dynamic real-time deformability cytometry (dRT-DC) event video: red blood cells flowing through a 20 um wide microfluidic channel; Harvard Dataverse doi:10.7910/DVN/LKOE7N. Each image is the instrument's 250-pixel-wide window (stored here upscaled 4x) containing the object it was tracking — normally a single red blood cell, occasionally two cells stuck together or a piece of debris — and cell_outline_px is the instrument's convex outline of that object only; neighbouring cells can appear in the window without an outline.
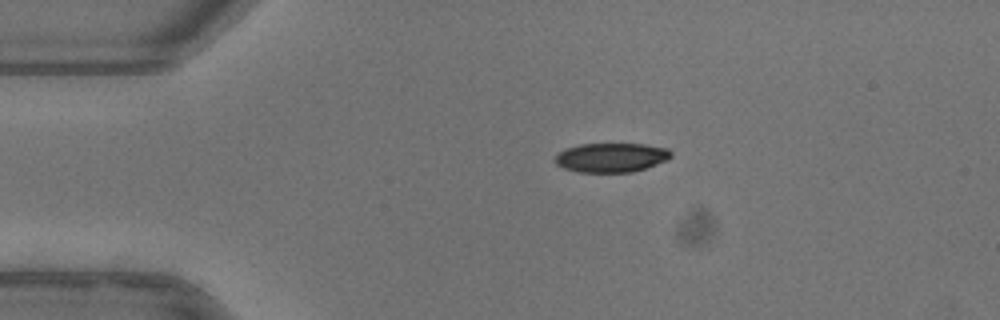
{"species": "common noctule bat (a hibernating species)", "species_latin": "Nyctalus noctula", "temperature_condition": "warm", "stored_images_in_passage": 42, "camera_frame_rate_fps": 3000, "um_per_image_px": 0.085, "animal": {"sex": "female"}, "frame": {"image": 1, "passage_image": 1, "time_ms": 0.0, "image_size_px": [1000, 320], "cell_outline_px": [[672, 156], [668, 160], [632, 172], [576, 172], [564, 168], [556, 164], [552, 160], [564, 148], [580, 144], [644, 144], [668, 148], [672, 152]], "centroid_in_image_um": [51.94, 13.39], "position_along_channel_um": 33.1, "area_um2": 19.88}}
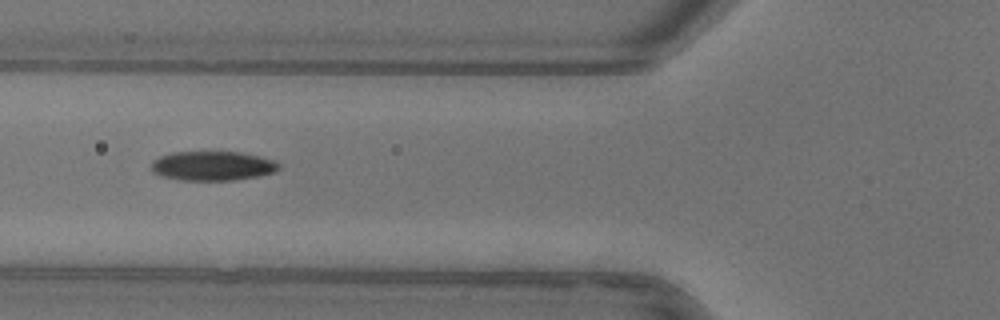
{"frame": {"image": 2, "passage_image": 10, "time_ms": 3.0, "image_size_px": [1000, 320], "cell_outline_px": [[280, 168], [276, 172], [256, 176], [232, 180], [180, 180], [160, 176], [152, 172], [152, 160], [160, 156], [172, 152], [240, 152], [260, 156], [276, 160], [280, 164]], "centroid_in_image_um": [18.08, 14.09], "position_along_channel_um": 107.7, "area_um2": 21.96}}
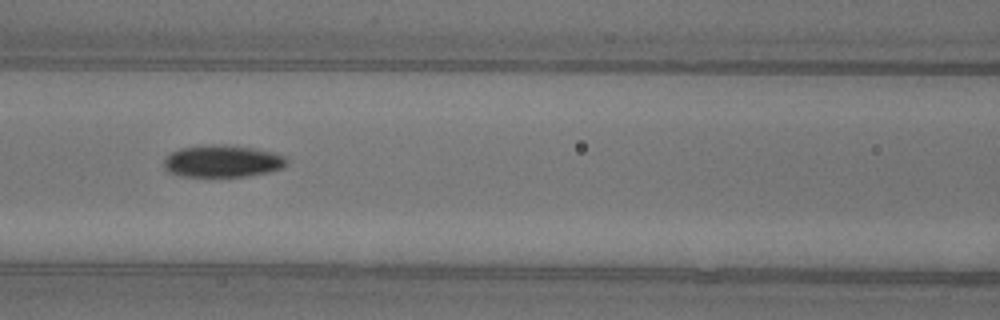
{"frame": {"image": 3, "passage_image": 13, "time_ms": 4.0, "image_size_px": [1000, 320], "cell_outline_px": [[288, 164], [284, 168], [268, 172], [248, 176], [184, 176], [168, 172], [164, 168], [164, 156], [180, 148], [204, 144], [224, 144], [256, 148], [288, 156]], "centroid_in_image_um": [18.94, 13.68], "position_along_channel_um": 147.7, "area_um2": 23.41}, "authors_computed_cell_mechanics": {"area_um2": 22.0218, "velocity_mm_per_s": 3.9579, "shape_relaxation_time_tau1_ms": 4.8864, "shape_relaxation_time_tau2_ms": 3.4866, "deformation_change_tau1": 0.1654, "deformation_change_tau2": 0.0777}}